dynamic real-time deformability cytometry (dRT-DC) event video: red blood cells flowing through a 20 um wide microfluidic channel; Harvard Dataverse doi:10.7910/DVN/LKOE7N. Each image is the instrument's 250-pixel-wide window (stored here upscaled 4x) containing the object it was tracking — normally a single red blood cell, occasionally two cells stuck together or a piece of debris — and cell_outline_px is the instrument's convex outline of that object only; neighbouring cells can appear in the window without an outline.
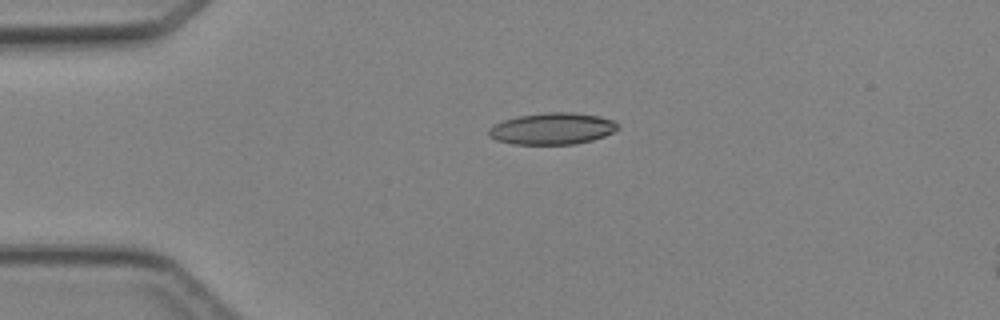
{"species": "Egyptian fruit bat (a non-hibernating species)", "species_latin": "Rousettus aegyptiacus", "temperature_condition": "cold", "stored_images_in_passage": 3, "camera_frame_rate_fps": 3000, "um_per_image_px": 0.085, "animal": {"sex": "female"}, "frame": {"image": 1, "passage_image": 1, "time_ms": 0.0, "image_size_px": [1000, 320], "cell_outline_px": [[620, 128], [604, 136], [592, 140], [576, 144], [512, 144], [496, 140], [488, 136], [488, 128], [492, 124], [504, 120], [520, 116], [544, 112], [572, 112], [600, 116], [612, 120], [620, 124]], "centroid_in_image_um": [46.94, 10.93], "position_along_channel_um": 38.1, "area_um2": 23.99}}